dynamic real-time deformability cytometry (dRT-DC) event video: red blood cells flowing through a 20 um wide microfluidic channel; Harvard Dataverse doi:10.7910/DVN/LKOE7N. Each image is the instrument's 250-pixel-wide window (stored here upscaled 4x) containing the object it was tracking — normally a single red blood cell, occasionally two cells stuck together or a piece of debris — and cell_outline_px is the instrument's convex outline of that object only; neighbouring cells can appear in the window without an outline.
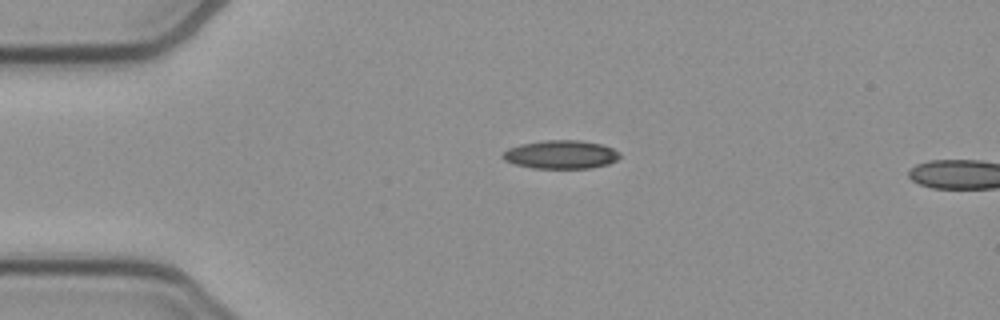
{"species": "common noctule bat (a hibernating species)", "species_latin": "Nyctalus noctula", "temperature_condition": "cold", "stored_images_in_passage": 42, "camera_frame_rate_fps": 3000, "um_per_image_px": 0.085, "animal": {"sex": "female", "body_mass_g": 21.9}, "frame": {"image": 1, "passage_image": 1, "time_ms": 0.0, "image_size_px": [1000, 320], "cell_outline_px": [[620, 156], [616, 160], [608, 164], [592, 168], [532, 168], [516, 164], [504, 160], [504, 152], [508, 148], [520, 144], [544, 140], [580, 140], [600, 144], [612, 148], [620, 152]], "centroid_in_image_um": [47.7, 13.13], "position_along_channel_um": 37.3, "area_um2": 19.31}}
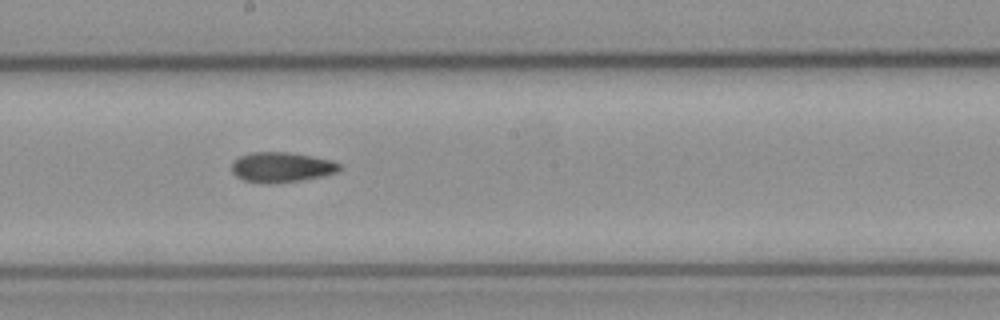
{"frame": {"image": 2, "passage_image": 18, "time_ms": 5.667, "image_size_px": [1000, 320], "cell_outline_px": [[340, 168], [336, 172], [304, 180], [272, 184], [260, 184], [244, 180], [236, 176], [232, 172], [232, 164], [240, 156], [252, 152], [288, 152], [312, 156], [332, 160], [340, 164]], "centroid_in_image_um": [23.91, 14.22], "position_along_channel_um": 224.3, "area_um2": 18.96}}
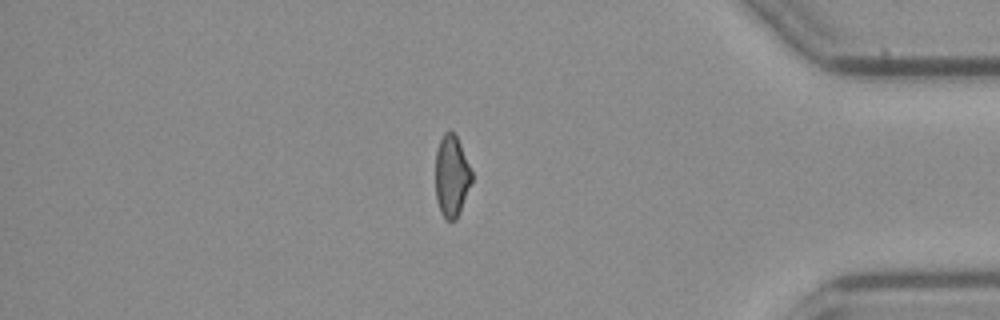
{"frame": {"image": 3, "passage_image": 34, "time_ms": 11.0, "image_size_px": [1000, 320], "cell_outline_px": [[472, 180], [460, 212], [456, 220], [448, 220], [440, 212], [436, 200], [436, 152], [440, 140], [444, 132], [452, 132], [456, 136], [460, 144], [472, 172]], "centroid_in_image_um": [38.38, 14.99], "position_along_channel_um": 396.8, "area_um2": 16.99}}